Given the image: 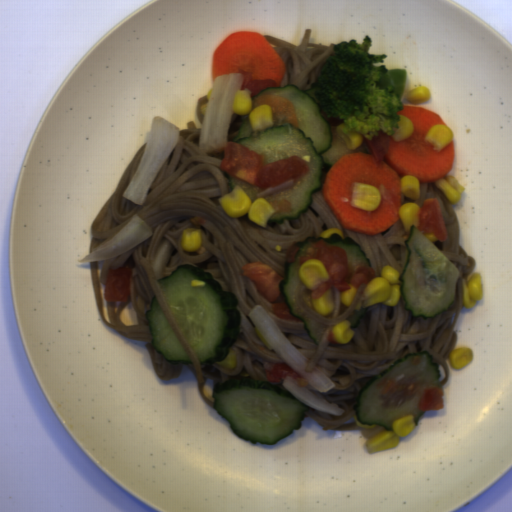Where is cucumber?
<instances>
[{
	"mask_svg": "<svg viewBox=\"0 0 512 512\" xmlns=\"http://www.w3.org/2000/svg\"><path fill=\"white\" fill-rule=\"evenodd\" d=\"M265 95L283 96L292 102L298 126L292 123L274 124L273 127L252 130L248 116H241L238 134L230 143H237L248 150L263 154V165L276 160L298 156L306 162L309 171L296 182L289 179L277 186L256 193L264 198L275 211L267 224H284L307 212L313 202V193L323 191L324 167L331 168L343 155L352 152H367L364 142L359 148L348 150L344 138L337 132V125H330L321 114L320 101L315 97L314 88L301 90L296 85L269 87L252 97Z\"/></svg>",
	"mask_w": 512,
	"mask_h": 512,
	"instance_id": "1",
	"label": "cucumber"
},
{
	"mask_svg": "<svg viewBox=\"0 0 512 512\" xmlns=\"http://www.w3.org/2000/svg\"><path fill=\"white\" fill-rule=\"evenodd\" d=\"M156 282L199 363L223 362L241 335L237 296L190 263H180Z\"/></svg>",
	"mask_w": 512,
	"mask_h": 512,
	"instance_id": "2",
	"label": "cucumber"
},
{
	"mask_svg": "<svg viewBox=\"0 0 512 512\" xmlns=\"http://www.w3.org/2000/svg\"><path fill=\"white\" fill-rule=\"evenodd\" d=\"M213 409L236 436L251 444H276L300 430L310 407L267 380L237 378L216 383Z\"/></svg>",
	"mask_w": 512,
	"mask_h": 512,
	"instance_id": "3",
	"label": "cucumber"
},
{
	"mask_svg": "<svg viewBox=\"0 0 512 512\" xmlns=\"http://www.w3.org/2000/svg\"><path fill=\"white\" fill-rule=\"evenodd\" d=\"M433 359L428 350L411 352L372 378L359 390L352 406L357 420L389 431L395 420L413 415L417 427L426 412L420 410L423 390L441 386L440 364Z\"/></svg>",
	"mask_w": 512,
	"mask_h": 512,
	"instance_id": "4",
	"label": "cucumber"
},
{
	"mask_svg": "<svg viewBox=\"0 0 512 512\" xmlns=\"http://www.w3.org/2000/svg\"><path fill=\"white\" fill-rule=\"evenodd\" d=\"M404 240L407 261L398 278L406 311L424 320L445 313L457 297V283L462 276L457 266L421 231L411 224Z\"/></svg>",
	"mask_w": 512,
	"mask_h": 512,
	"instance_id": "5",
	"label": "cucumber"
},
{
	"mask_svg": "<svg viewBox=\"0 0 512 512\" xmlns=\"http://www.w3.org/2000/svg\"><path fill=\"white\" fill-rule=\"evenodd\" d=\"M318 240L324 241L329 246H336L343 249L348 258V270L354 272L359 265L372 268L371 259L361 246L350 236L343 239L342 236L336 232L330 236L307 237L305 240L295 243L294 246L299 249L294 256V262L286 261L283 265L284 279L280 281L278 287L288 307V313L302 321L304 331H307L310 339H313L317 345L322 339L328 325L320 324L306 315L299 306L296 295L300 285L303 284L299 275V268L301 266L300 257L312 254V244Z\"/></svg>",
	"mask_w": 512,
	"mask_h": 512,
	"instance_id": "6",
	"label": "cucumber"
},
{
	"mask_svg": "<svg viewBox=\"0 0 512 512\" xmlns=\"http://www.w3.org/2000/svg\"><path fill=\"white\" fill-rule=\"evenodd\" d=\"M145 318L149 323L151 344L155 352L160 353L172 365H193L154 295L150 300V310H145Z\"/></svg>",
	"mask_w": 512,
	"mask_h": 512,
	"instance_id": "7",
	"label": "cucumber"
},
{
	"mask_svg": "<svg viewBox=\"0 0 512 512\" xmlns=\"http://www.w3.org/2000/svg\"><path fill=\"white\" fill-rule=\"evenodd\" d=\"M227 177L231 191L234 189L235 185H238L249 196L252 203L258 199L257 193L263 192L265 190L251 186L228 172Z\"/></svg>",
	"mask_w": 512,
	"mask_h": 512,
	"instance_id": "8",
	"label": "cucumber"
},
{
	"mask_svg": "<svg viewBox=\"0 0 512 512\" xmlns=\"http://www.w3.org/2000/svg\"><path fill=\"white\" fill-rule=\"evenodd\" d=\"M369 308L370 307H363L360 310H354L353 314L348 315L346 321L350 322L351 329L358 328V326L360 324V320L364 319V315L368 311Z\"/></svg>",
	"mask_w": 512,
	"mask_h": 512,
	"instance_id": "9",
	"label": "cucumber"
}]
</instances>
